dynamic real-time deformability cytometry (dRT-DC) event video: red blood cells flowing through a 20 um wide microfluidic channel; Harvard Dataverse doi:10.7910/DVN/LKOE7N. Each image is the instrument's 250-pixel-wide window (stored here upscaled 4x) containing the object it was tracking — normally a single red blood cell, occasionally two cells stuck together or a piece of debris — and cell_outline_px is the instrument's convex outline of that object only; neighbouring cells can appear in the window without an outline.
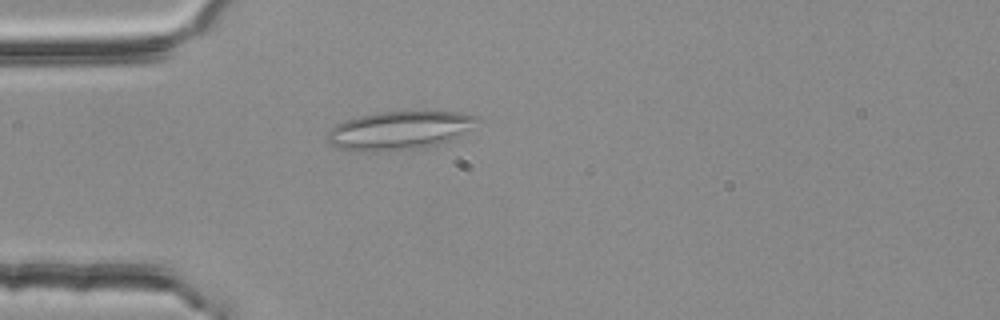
{"species": "common noctule bat (a hibernating species)", "species_latin": "Nyctalus noctula", "temperature_condition": "room temperature", "stored_images_in_passage": 2, "camera_frame_rate_fps": 3000, "um_per_image_px": 0.085, "animal": {"sex": "female", "body_mass_g": 25.1}, "frame": {"image": 1, "passage_image": 2, "time_ms": 0.333, "image_size_px": [1000, 320], "cell_outline_px": [[480, 116], [472, 128], [460, 136], [440, 144], [416, 148], [380, 152], [364, 152], [340, 148], [332, 144], [328, 140], [328, 132], [336, 124], [344, 120], [376, 112], [460, 112]], "centroid_in_image_um": [33.97, 11.09], "position_along_channel_um": 51.0, "area_um2": 33.47}}